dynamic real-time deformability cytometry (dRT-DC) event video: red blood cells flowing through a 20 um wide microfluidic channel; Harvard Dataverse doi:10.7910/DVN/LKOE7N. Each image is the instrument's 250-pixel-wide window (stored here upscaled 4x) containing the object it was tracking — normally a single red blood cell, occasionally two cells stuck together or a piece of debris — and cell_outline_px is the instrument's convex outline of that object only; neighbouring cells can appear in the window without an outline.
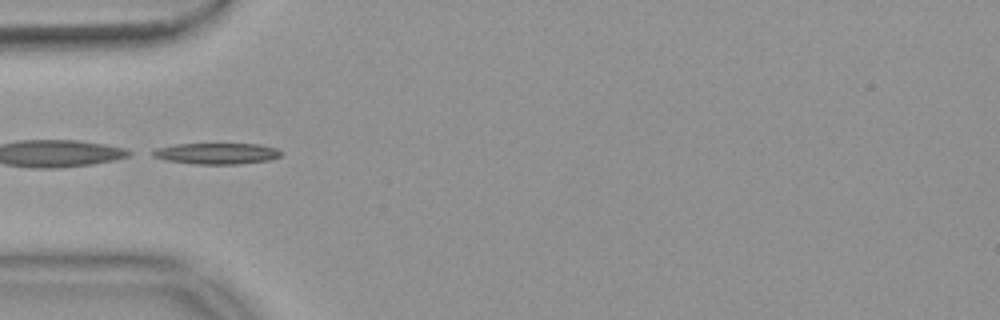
{"species": "common noctule bat (a hibernating species)", "species_latin": "Nyctalus noctula", "temperature_condition": "warm", "stored_images_in_passage": 10, "camera_frame_rate_fps": 3000, "um_per_image_px": 0.085, "animal": {"sex": "female", "body_mass_g": 18.4}, "frame": {"image": 1, "passage_image": 1, "time_ms": 0.0, "image_size_px": [1000, 320], "cell_outline_px": [[280, 156], [268, 160], [240, 164], [196, 164], [168, 160], [152, 156], [148, 152], [156, 148], [176, 144], [260, 144], [276, 148], [280, 152]], "centroid_in_image_um": [18.37, 13.04], "position_along_channel_um": 66.6, "area_um2": 15.72}}